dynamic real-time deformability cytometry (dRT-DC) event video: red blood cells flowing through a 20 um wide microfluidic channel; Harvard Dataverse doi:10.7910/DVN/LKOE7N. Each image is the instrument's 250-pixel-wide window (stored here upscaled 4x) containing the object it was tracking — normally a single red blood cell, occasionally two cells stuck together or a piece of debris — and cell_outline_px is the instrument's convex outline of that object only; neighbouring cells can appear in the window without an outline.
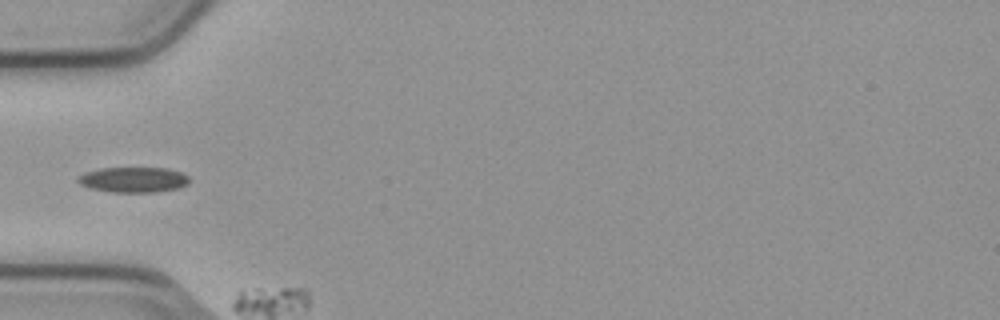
{"species": "common noctule bat (a hibernating species)", "species_latin": "Nyctalus noctula", "temperature_condition": "cold", "stored_images_in_passage": 8, "segment_of_instrument_passage": [2, 2], "camera_frame_rate_fps": 3000, "um_per_image_px": 0.085, "animal": {"sex": "male", "body_mass_g": 23.1, "forearm_length_mm": 52.7}, "frame": {"image": 1, "passage_image": 5, "time_ms": 1.333, "image_size_px": [1000, 320], "cell_outline_px": [[188, 184], [180, 188], [156, 192], [112, 192], [88, 188], [80, 184], [76, 180], [76, 176], [84, 172], [100, 168], [168, 168], [180, 172], [188, 176]], "centroid_in_image_um": [11.3, 15.27], "position_along_channel_um": 73.7, "area_um2": 16.65}}
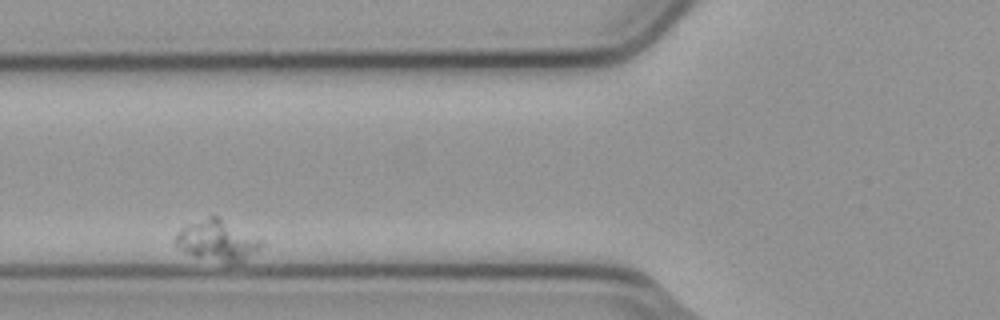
{"frame": {"image": 2, "passage_image": 7, "time_ms": 2.0, "image_size_px": [1000, 320], "cell_outline_px": [[264, 244], [260, 248], [244, 260], [228, 264], [196, 256], [184, 252], [176, 244], [176, 236], [180, 228], [212, 212], [220, 216], [260, 240]], "centroid_in_image_um": [18.44, 20.4], "position_along_channel_um": 107.4, "area_um2": 20.4}}
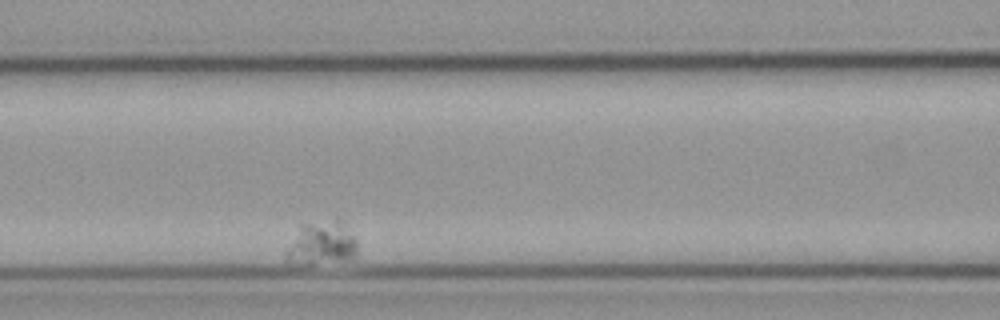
{"frame": {"image": 3, "passage_image": 8, "time_ms": 2.333, "image_size_px": [1000, 320], "cell_outline_px": [[356, 256], [352, 260], [312, 264], [308, 264], [288, 260], [284, 252], [300, 224], [336, 216], [340, 216], [356, 240]], "centroid_in_image_um": [27.38, 20.61], "position_along_channel_um": 139.2, "area_um2": 18.73}}